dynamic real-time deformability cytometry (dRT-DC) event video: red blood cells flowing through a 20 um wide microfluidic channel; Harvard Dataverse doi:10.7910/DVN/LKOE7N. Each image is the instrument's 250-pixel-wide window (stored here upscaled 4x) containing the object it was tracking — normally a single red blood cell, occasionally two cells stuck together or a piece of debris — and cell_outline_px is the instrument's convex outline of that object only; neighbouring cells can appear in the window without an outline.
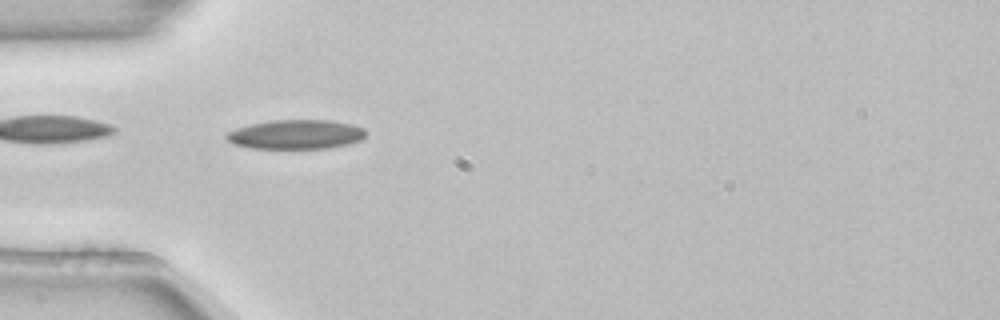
{"species": "common noctule bat (a hibernating species)", "species_latin": "Nyctalus noctula", "temperature_condition": "room temperature", "stored_images_in_passage": 38, "camera_frame_rate_fps": 3000, "um_per_image_px": 0.085, "animal": {"sex": "female", "body_mass_g": 22.7, "forearm_length_mm": 54.2}, "frame": {"image": 1, "passage_image": 1, "time_ms": 0.0, "image_size_px": [1000, 320], "cell_outline_px": [[364, 136], [360, 140], [348, 144], [328, 148], [252, 148], [232, 144], [224, 136], [228, 132], [252, 124], [272, 120], [328, 120], [352, 124], [364, 128]], "centroid_in_image_um": [25.16, 11.43], "position_along_channel_um": 59.8, "area_um2": 23.52}, "authors_computed_cell_mechanics": {"area_um2": 21.964, "velocity_mm_per_s": 3.8537, "shape_relaxation_time_tau1_ms": 4.2782, "shape_relaxation_time_tau2_ms": null, "deformation_change_tau1": 0.1103, "deformation_change_tau2": null}}